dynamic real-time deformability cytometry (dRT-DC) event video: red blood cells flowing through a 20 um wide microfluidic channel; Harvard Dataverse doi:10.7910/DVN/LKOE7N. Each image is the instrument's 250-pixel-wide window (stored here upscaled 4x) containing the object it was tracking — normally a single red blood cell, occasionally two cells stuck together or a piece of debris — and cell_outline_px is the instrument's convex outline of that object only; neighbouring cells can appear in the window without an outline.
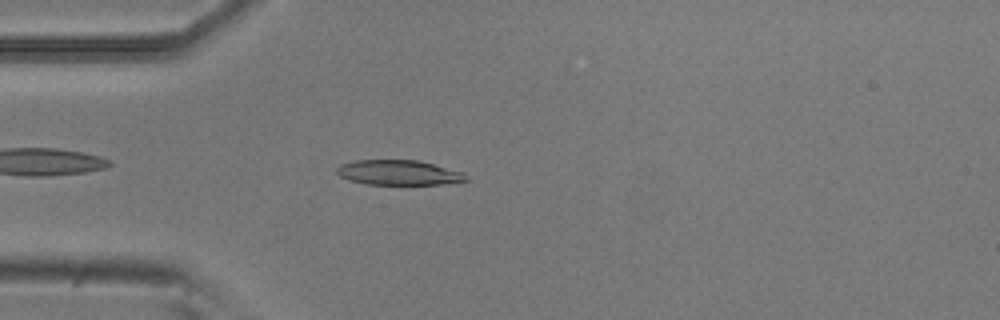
{"species": "common noctule bat (a hibernating species)", "species_latin": "Nyctalus noctula", "temperature_condition": "room temperature", "stored_images_in_passage": 42, "camera_frame_rate_fps": 3000, "um_per_image_px": 0.085, "animal": {"sex": "male", "body_mass_g": 20.5, "forearm_length_mm": 52.5}, "frame": {"image": 1, "passage_image": 4, "time_ms": 1.0, "image_size_px": [1000, 320], "cell_outline_px": [[468, 180], [440, 184], [368, 184], [348, 180], [340, 176], [336, 172], [336, 168], [340, 164], [356, 160], [416, 160], [464, 172], [468, 176]], "centroid_in_image_um": [33.86, 14.67], "position_along_channel_um": 51.1, "area_um2": 18.67}}
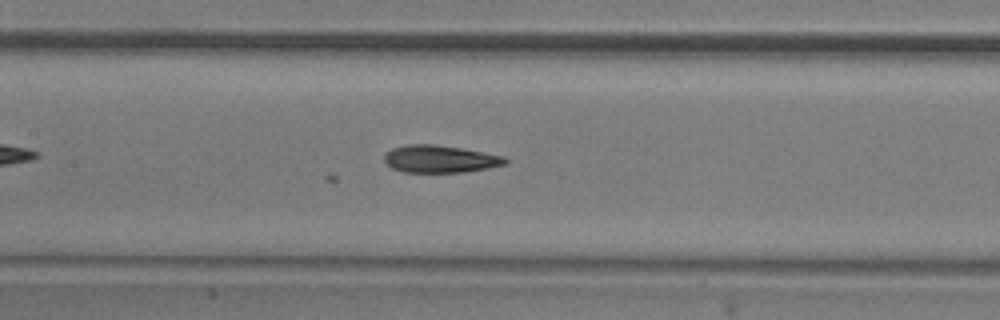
{"frame": {"image": 2, "passage_image": 14, "time_ms": 4.333, "image_size_px": [1000, 320], "cell_outline_px": [[508, 164], [488, 168], [464, 172], [404, 172], [392, 168], [384, 160], [384, 156], [392, 148], [408, 144], [432, 144], [460, 148], [504, 156], [508, 160]], "centroid_in_image_um": [37.42, 13.52], "position_along_channel_um": 170.0, "area_um2": 19.19}}
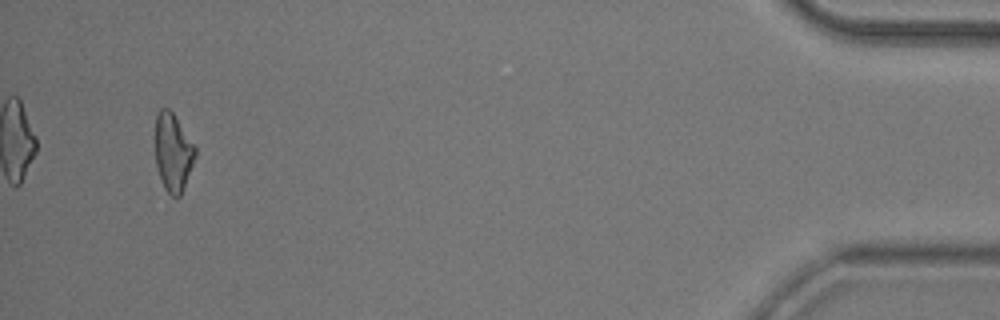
{"frame": {"image": 3, "passage_image": 40, "time_ms": 13.0, "image_size_px": [1000, 320], "cell_outline_px": [[196, 156], [184, 188], [180, 196], [172, 196], [164, 188], [156, 164], [156, 116], [160, 108], [168, 108], [172, 112], [196, 148]], "centroid_in_image_um": [14.71, 12.96], "position_along_channel_um": 420.5, "area_um2": 17.86}}